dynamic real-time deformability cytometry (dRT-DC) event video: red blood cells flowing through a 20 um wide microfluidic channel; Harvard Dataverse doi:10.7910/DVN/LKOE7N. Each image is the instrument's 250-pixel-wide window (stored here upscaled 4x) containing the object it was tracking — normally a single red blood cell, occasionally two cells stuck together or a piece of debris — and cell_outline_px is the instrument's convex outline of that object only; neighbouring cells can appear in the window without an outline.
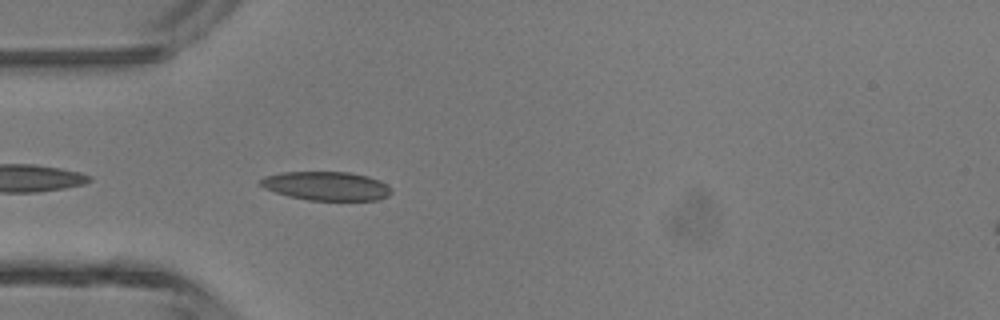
{"species": "common noctule bat (a hibernating species)", "species_latin": "Nyctalus noctula", "temperature_condition": "room temperature", "stored_images_in_passage": 5, "camera_frame_rate_fps": 3000, "um_per_image_px": 0.085, "animal": {"sex": "male", "body_mass_g": 13.3}, "frame": {"image": 1, "passage_image": 5, "time_ms": 1.333, "image_size_px": [1000, 320], "cell_outline_px": [[392, 192], [388, 196], [376, 200], [308, 200], [288, 196], [264, 188], [260, 184], [260, 180], [264, 176], [280, 172], [348, 172], [368, 176], [380, 180], [388, 184], [392, 188]], "centroid_in_image_um": [27.77, 15.8], "position_along_channel_um": 57.2, "area_um2": 22.08}}